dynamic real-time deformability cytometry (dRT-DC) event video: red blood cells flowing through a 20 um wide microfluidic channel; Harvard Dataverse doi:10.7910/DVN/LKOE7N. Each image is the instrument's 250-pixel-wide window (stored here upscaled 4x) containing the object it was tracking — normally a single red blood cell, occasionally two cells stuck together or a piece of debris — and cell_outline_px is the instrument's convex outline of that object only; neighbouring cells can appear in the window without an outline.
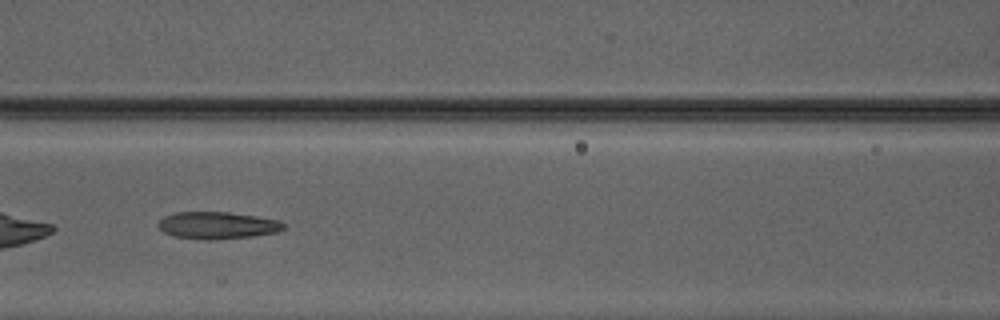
{"species": "Egyptian fruit bat (a non-hibernating species)", "species_latin": "Rousettus aegyptiacus", "temperature_condition": "warm", "stored_images_in_passage": 50, "camera_frame_rate_fps": 3000, "um_per_image_px": 0.085, "animal": {"sex": "male"}, "frame": {"image": 1, "passage_image": 22, "time_ms": 7.0, "image_size_px": [1000, 320], "cell_outline_px": [[284, 228], [276, 232], [252, 236], [212, 240], [204, 240], [172, 236], [164, 232], [156, 224], [164, 216], [176, 212], [228, 212], [256, 216], [280, 220], [284, 224]], "centroid_in_image_um": [18.45, 19.15], "position_along_channel_um": 148.2, "area_um2": 19.83}}
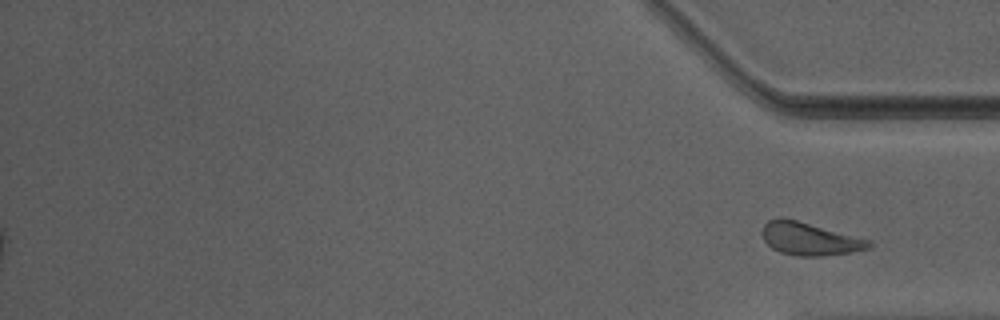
{"frame": {"image": 2, "passage_image": 50, "time_ms": 16.333, "image_size_px": [1000, 320], "cell_outline_px": [[872, 244], [868, 248], [852, 252], [820, 256], [800, 256], [780, 252], [772, 248], [764, 240], [760, 232], [764, 224], [768, 220], [796, 220], [868, 240]], "centroid_in_image_um": [68.77, 20.33], "position_along_channel_um": 366.4, "area_um2": 19.65}, "authors_computed_cell_mechanics": {"area_um2": 20.3167, "velocity_mm_per_s": 4.2032, "shape_relaxation_time_tau1_ms": null, "shape_relaxation_time_tau2_ms": 2.2192, "deformation_change_tau1": null, "deformation_change_tau2": 0.1209}}